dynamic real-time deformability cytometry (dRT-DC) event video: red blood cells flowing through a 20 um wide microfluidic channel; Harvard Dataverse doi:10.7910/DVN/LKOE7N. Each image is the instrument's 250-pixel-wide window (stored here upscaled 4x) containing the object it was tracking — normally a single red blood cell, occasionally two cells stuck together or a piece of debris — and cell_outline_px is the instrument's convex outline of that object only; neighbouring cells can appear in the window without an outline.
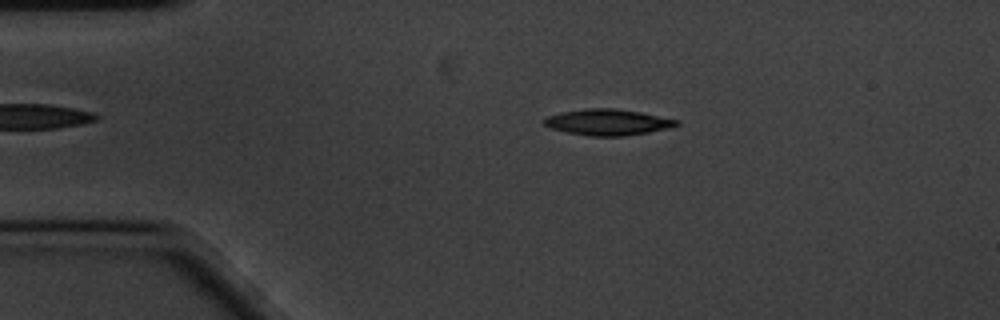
{"species": "common noctule bat (a hibernating species)", "species_latin": "Nyctalus noctula", "temperature_condition": "cold", "stored_images_in_passage": 45, "camera_frame_rate_fps": 3000, "um_per_image_px": 0.085, "animal": {"sex": "male", "body_mass_g": 20.1, "forearm_length_mm": 53.5}, "frame": {"image": 1, "passage_image": 5, "time_ms": 1.333, "image_size_px": [1000, 320], "cell_outline_px": [[680, 124], [672, 128], [624, 136], [588, 136], [564, 132], [552, 128], [544, 124], [540, 120], [544, 116], [560, 112], [588, 108], [612, 108], [640, 112], [680, 120]], "centroid_in_image_um": [51.63, 10.39], "position_along_channel_um": 33.4, "area_um2": 20.4}}
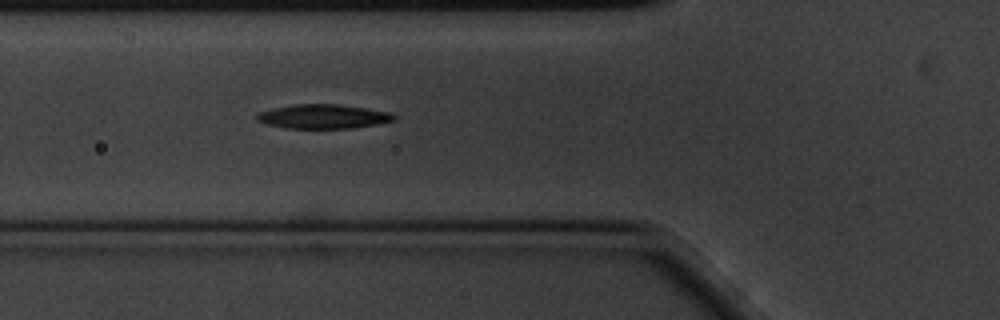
{"frame": {"image": 2, "passage_image": 14, "time_ms": 4.333, "image_size_px": [1000, 320], "cell_outline_px": [[396, 120], [376, 124], [352, 128], [284, 128], [268, 124], [256, 120], [256, 116], [260, 112], [272, 108], [292, 104], [340, 104], [392, 112], [396, 116]], "centroid_in_image_um": [27.49, 9.89], "position_along_channel_um": 98.3, "area_um2": 19.42}}
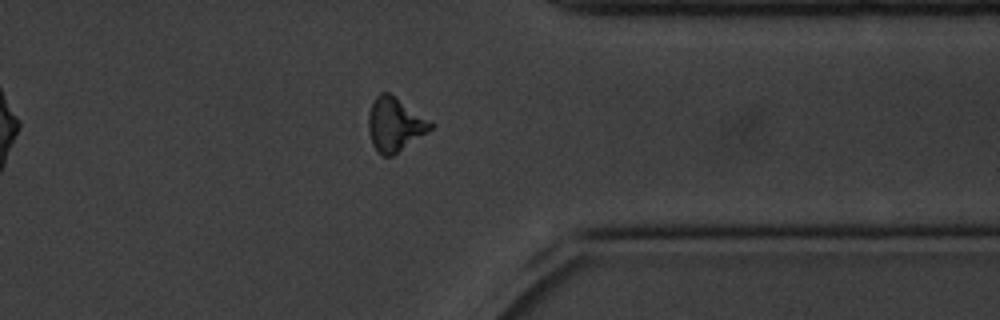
{"frame": {"image": 3, "passage_image": 39, "time_ms": 12.667, "image_size_px": [1000, 320], "cell_outline_px": [[436, 124], [428, 132], [392, 156], [384, 156], [376, 152], [372, 144], [368, 132], [368, 112], [376, 96], [380, 92], [388, 92]], "centroid_in_image_um": [33.55, 10.59], "position_along_channel_um": 377.9, "area_um2": 19.54}, "authors_computed_cell_mechanics": {"area_um2": 19.5364, "velocity_mm_per_s": 3.4299, "shape_relaxation_time_tau1_ms": 4.1432, "shape_relaxation_time_tau2_ms": null, "deformation_change_tau1": 0.1528, "deformation_change_tau2": null}}